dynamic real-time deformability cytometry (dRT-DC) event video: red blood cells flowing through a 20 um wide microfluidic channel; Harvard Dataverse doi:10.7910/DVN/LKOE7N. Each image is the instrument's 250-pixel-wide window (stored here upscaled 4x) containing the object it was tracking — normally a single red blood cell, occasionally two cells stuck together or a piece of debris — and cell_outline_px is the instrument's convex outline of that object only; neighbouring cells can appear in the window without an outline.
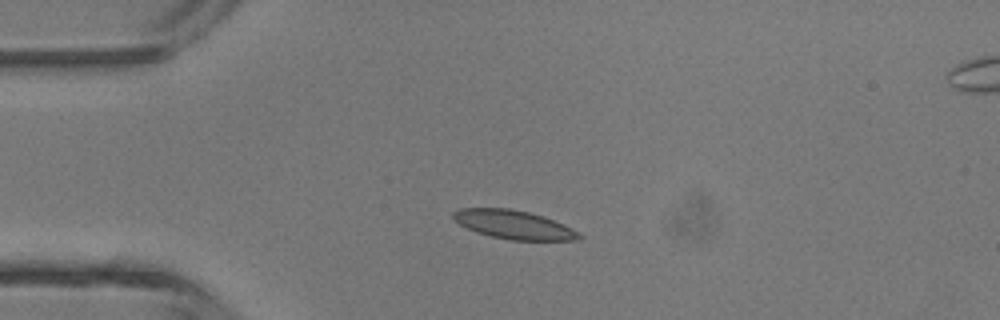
{"species": "common noctule bat (a hibernating species)", "species_latin": "Nyctalus noctula", "temperature_condition": "room temperature", "stored_images_in_passage": 4, "camera_frame_rate_fps": 3000, "um_per_image_px": 0.085, "animal": {"sex": "male", "body_mass_g": 13.3}, "frame": {"image": 1, "passage_image": 3, "time_ms": 2.333, "image_size_px": [1000, 320], "cell_outline_px": [[584, 236], [580, 240], [512, 240], [492, 236], [476, 232], [460, 224], [452, 216], [452, 212], [460, 208], [508, 208], [528, 212], [564, 224], [580, 232]], "centroid_in_image_um": [43.7, 19.1], "position_along_channel_um": 41.3, "area_um2": 20.87}}